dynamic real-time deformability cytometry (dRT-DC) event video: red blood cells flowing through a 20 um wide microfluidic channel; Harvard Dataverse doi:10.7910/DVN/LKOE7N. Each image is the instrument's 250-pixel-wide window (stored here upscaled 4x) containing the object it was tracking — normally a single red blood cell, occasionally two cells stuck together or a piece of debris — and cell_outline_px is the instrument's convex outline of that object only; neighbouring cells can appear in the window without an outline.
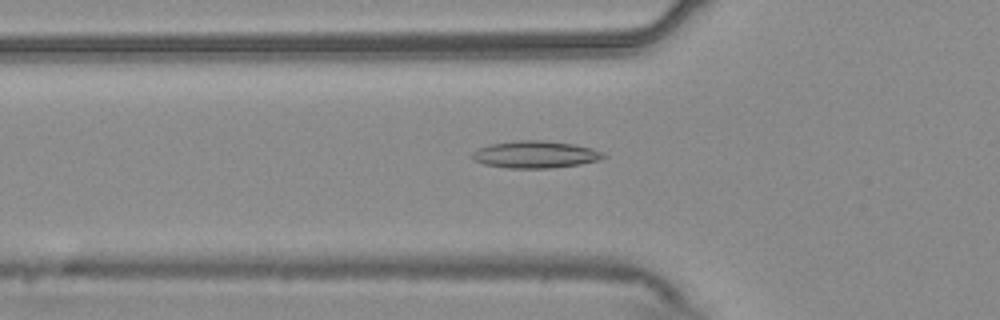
{"species": "common noctule bat (a hibernating species)", "species_latin": "Nyctalus noctula", "temperature_condition": "warm", "stored_images_in_passage": 54, "camera_frame_rate_fps": 3000, "um_per_image_px": 0.085, "animal": {"sex": "male", "body_mass_g": 20.4}, "frame": {"image": 1, "passage_image": 19, "time_ms": 6.0, "image_size_px": [1000, 320], "cell_outline_px": [[608, 156], [600, 160], [580, 164], [552, 168], [508, 168], [484, 164], [476, 160], [472, 156], [472, 152], [480, 148], [492, 144], [516, 140], [544, 140], [572, 144], [592, 148]], "centroid_in_image_um": [45.53, 13.13], "position_along_channel_um": 80.3, "area_um2": 20.58}}
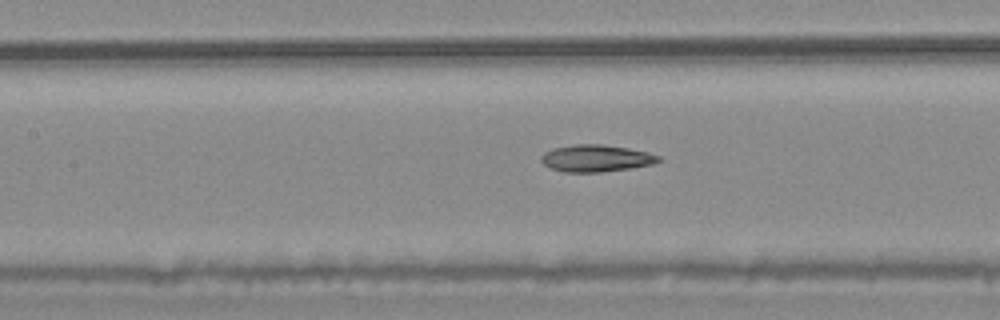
{"frame": {"image": 2, "passage_image": 25, "time_ms": 8.0, "image_size_px": [1000, 320], "cell_outline_px": [[660, 160], [652, 164], [632, 168], [600, 172], [564, 172], [552, 168], [544, 164], [540, 160], [540, 156], [544, 152], [552, 148], [576, 144], [600, 144], [628, 148], [648, 152], [660, 156]], "centroid_in_image_um": [50.65, 13.45], "position_along_channel_um": 156.8, "area_um2": 18.44}}
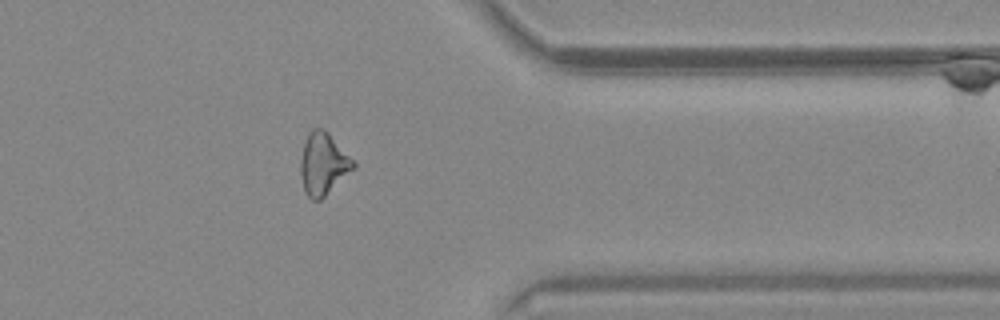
{"frame": {"image": 3, "passage_image": 44, "time_ms": 14.333, "image_size_px": [1000, 320], "cell_outline_px": [[356, 168], [320, 200], [312, 200], [308, 196], [304, 188], [300, 172], [300, 160], [304, 144], [308, 132], [312, 128], [324, 128], [328, 132], [356, 164]], "centroid_in_image_um": [27.47, 13.92], "position_along_channel_um": 383.9, "area_um2": 18.96}, "authors_computed_cell_mechanics": {"area_um2": 18.9295, "velocity_mm_per_s": 3.766, "shape_relaxation_time_tau1_ms": null, "shape_relaxation_time_tau2_ms": 4.4501, "deformation_change_tau1": null, "deformation_change_tau2": 0.1412}}